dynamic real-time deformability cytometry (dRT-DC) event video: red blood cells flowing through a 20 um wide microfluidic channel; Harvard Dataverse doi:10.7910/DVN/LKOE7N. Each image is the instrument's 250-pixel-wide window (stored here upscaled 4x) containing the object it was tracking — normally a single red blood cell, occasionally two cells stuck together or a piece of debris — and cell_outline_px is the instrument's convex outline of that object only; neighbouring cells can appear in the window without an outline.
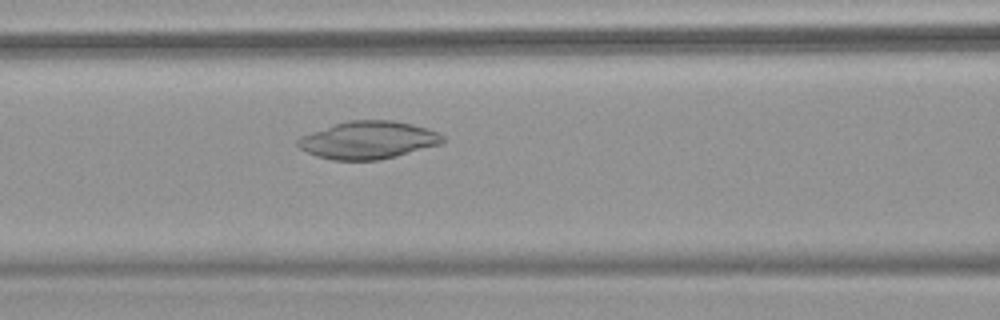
{"species": "common noctule bat (a hibernating species)", "species_latin": "Nyctalus noctula", "temperature_condition": "warm", "stored_images_in_passage": 54, "camera_frame_rate_fps": 3000, "um_per_image_px": 0.085, "animal": {"sex": "female", "body_mass_g": 18.4}, "frame": {"image": 1, "passage_image": 24, "time_ms": 7.667, "image_size_px": [1000, 320], "cell_outline_px": [[444, 140], [440, 144], [396, 156], [376, 160], [332, 160], [316, 156], [300, 148], [296, 144], [296, 140], [300, 136], [348, 120], [392, 120], [412, 124], [428, 128], [444, 136]], "centroid_in_image_um": [31.28, 11.9], "position_along_channel_um": 135.3, "area_um2": 31.56}}
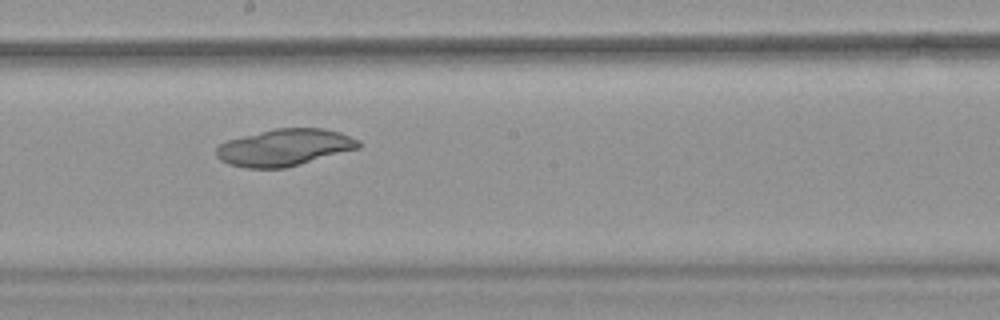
{"frame": {"image": 2, "passage_image": 31, "time_ms": 10.0, "image_size_px": [1000, 320], "cell_outline_px": [[360, 148], [300, 164], [284, 168], [248, 168], [228, 164], [220, 160], [216, 156], [216, 148], [220, 144], [228, 140], [276, 128], [324, 128], [340, 132], [360, 140]], "centroid_in_image_um": [24.2, 12.53], "position_along_channel_um": 224.0, "area_um2": 30.46}}